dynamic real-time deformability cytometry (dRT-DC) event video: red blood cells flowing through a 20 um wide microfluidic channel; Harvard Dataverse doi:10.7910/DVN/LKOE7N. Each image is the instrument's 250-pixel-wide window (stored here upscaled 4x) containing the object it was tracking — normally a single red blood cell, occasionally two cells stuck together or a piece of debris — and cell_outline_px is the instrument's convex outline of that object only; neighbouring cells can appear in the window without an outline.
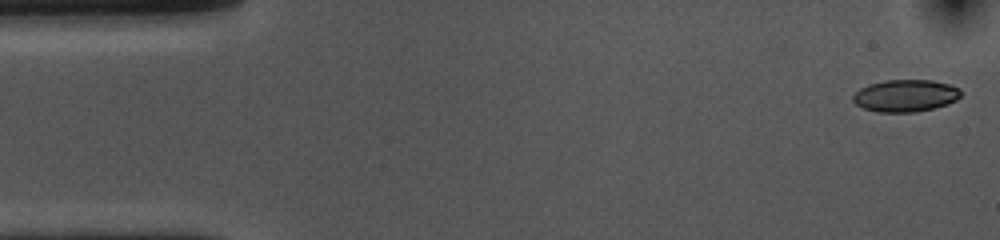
{"species": "common noctule bat (a hibernating species)", "species_latin": "Nyctalus noctula", "temperature_condition": "cold", "stored_images_in_passage": 53, "camera_frame_rate_fps": 3000, "um_per_image_px": 0.085, "animal": {"sex": "female", "body_mass_g": 10.0, "forearm_length_mm": 53.1}, "frame": {"image": 1, "passage_image": 1, "time_ms": 0.0, "image_size_px": [1000, 240], "cell_outline_px": [[960, 96], [956, 100], [948, 104], [916, 112], [876, 112], [864, 108], [856, 104], [852, 100], [852, 96], [860, 88], [868, 84], [884, 80], [932, 80], [948, 84], [960, 88]], "centroid_in_image_um": [76.94, 8.13], "position_along_channel_um": 8.1, "area_um2": 20.23}}
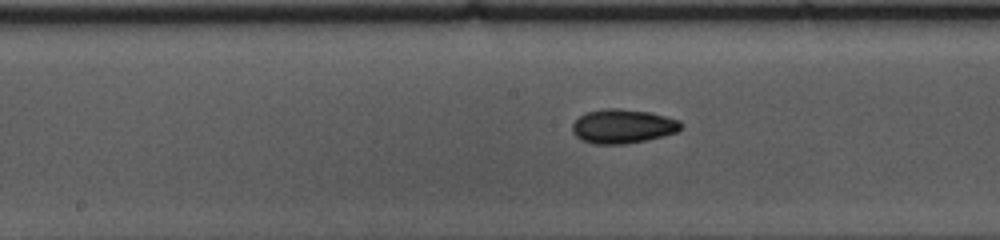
{"frame": {"image": 2, "passage_image": 25, "time_ms": 8.0, "image_size_px": [1000, 240], "cell_outline_px": [[684, 124], [676, 132], [664, 136], [624, 144], [592, 144], [580, 140], [572, 132], [572, 124], [580, 116], [588, 112], [604, 108], [620, 108], [648, 112], [680, 120]], "centroid_in_image_um": [52.92, 10.74], "position_along_channel_um": 195.3, "area_um2": 21.62}}
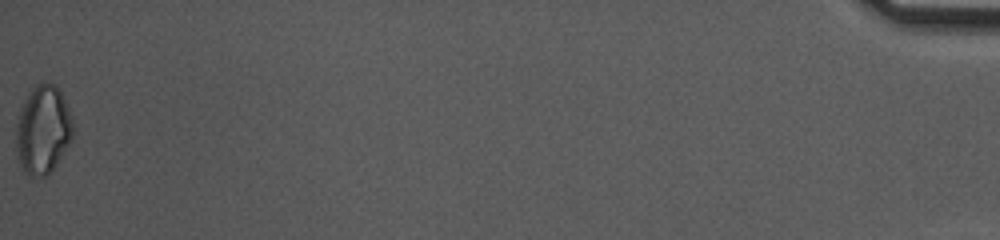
{"frame": {"image": 3, "passage_image": 53, "time_ms": 17.333, "image_size_px": [1000, 240], "cell_outline_px": [[72, 136], [68, 144], [56, 164], [44, 176], [32, 176], [24, 172], [20, 168], [16, 152], [16, 124], [20, 108], [28, 92], [36, 84], [44, 80], [56, 84], [72, 116]], "centroid_in_image_um": [3.61, 10.99], "position_along_channel_um": 431.6, "area_um2": 29.36}, "authors_computed_cell_mechanics": {"area_um2": 20.6346, "velocity_mm_per_s": 3.6819, "shape_relaxation_time_tau1_ms": 4.4672, "shape_relaxation_time_tau2_ms": 3.7646, "deformation_change_tau1": 0.0997, "deformation_change_tau2": 0.0867}}